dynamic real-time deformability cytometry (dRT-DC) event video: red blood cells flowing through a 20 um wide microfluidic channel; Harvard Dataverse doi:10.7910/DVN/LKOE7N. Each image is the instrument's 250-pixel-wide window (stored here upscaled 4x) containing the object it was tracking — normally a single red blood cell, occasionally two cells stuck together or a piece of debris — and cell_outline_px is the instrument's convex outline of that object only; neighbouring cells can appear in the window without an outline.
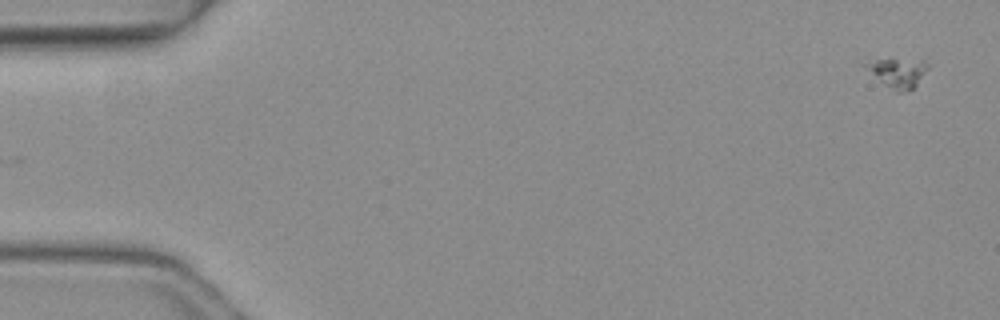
{"species": "common noctule bat (a hibernating species)", "species_latin": "Nyctalus noctula", "temperature_condition": "warm", "stored_images_in_passage": 2, "camera_frame_rate_fps": 3000, "um_per_image_px": 0.085, "animal": {"sex": "female", "body_mass_g": 19.3, "forearm_length_mm": 54.1}, "frame": {"image": 1, "passage_image": 2, "time_ms": 0.333, "image_size_px": [1000, 320], "cell_outline_px": [[928, 68], [916, 84], [912, 88], [900, 92], [896, 92], [884, 84], [860, 64], [892, 56], [924, 60], [928, 64]], "centroid_in_image_um": [76.29, 6.1], "position_along_channel_um": 8.7, "area_um2": 10.92}}